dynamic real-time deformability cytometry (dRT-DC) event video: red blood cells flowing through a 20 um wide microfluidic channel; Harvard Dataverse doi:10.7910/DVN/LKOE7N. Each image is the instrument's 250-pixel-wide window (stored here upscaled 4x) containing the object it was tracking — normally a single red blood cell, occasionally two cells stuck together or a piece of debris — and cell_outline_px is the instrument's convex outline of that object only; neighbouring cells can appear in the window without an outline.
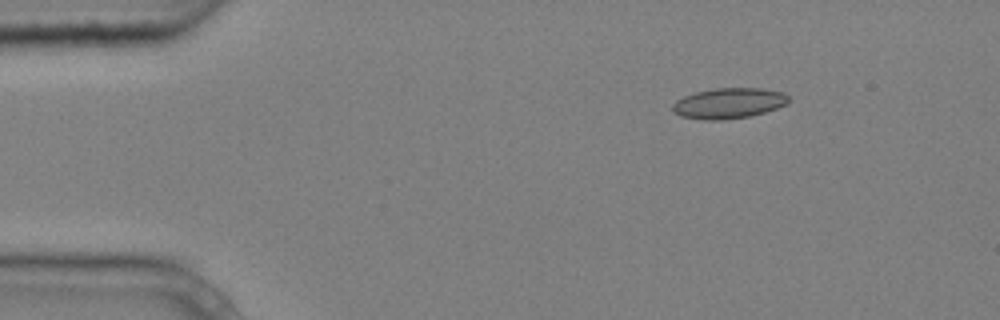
{"species": "common noctule bat (a hibernating species)", "species_latin": "Nyctalus noctula", "temperature_condition": "cold", "stored_images_in_passage": 3, "camera_frame_rate_fps": 3000, "um_per_image_px": 0.085, "animal": {"sex": "male", "body_mass_g": 20.4}, "frame": {"image": 1, "passage_image": 1, "time_ms": 0.0, "image_size_px": [1000, 320], "cell_outline_px": [[788, 104], [764, 112], [748, 116], [724, 120], [704, 120], [680, 116], [672, 112], [672, 104], [676, 100], [684, 96], [696, 92], [716, 88], [760, 88], [780, 92], [788, 96]], "centroid_in_image_um": [61.89, 8.78], "position_along_channel_um": 23.1, "area_um2": 20.58}}